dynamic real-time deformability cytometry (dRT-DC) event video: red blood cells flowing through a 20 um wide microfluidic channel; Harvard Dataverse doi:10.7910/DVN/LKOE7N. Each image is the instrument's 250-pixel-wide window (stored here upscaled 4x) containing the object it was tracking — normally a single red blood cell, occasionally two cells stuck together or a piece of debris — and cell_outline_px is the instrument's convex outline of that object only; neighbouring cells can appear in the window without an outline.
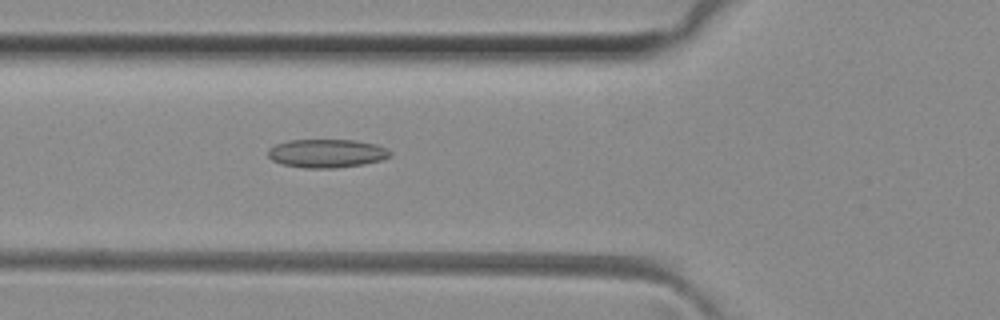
{"species": "common noctule bat (a hibernating species)", "species_latin": "Nyctalus noctula", "temperature_condition": "room temperature", "stored_images_in_passage": 38, "camera_frame_rate_fps": 3000, "um_per_image_px": 0.085, "animal": {"sex": "female", "body_mass_g": 29.2, "forearm_length_mm": 56.3}, "frame": {"image": 1, "passage_image": 6, "time_ms": 1.667, "image_size_px": [1000, 320], "cell_outline_px": [[392, 156], [380, 160], [364, 164], [336, 168], [304, 168], [280, 164], [272, 160], [268, 156], [268, 148], [276, 144], [288, 140], [356, 140], [376, 144], [388, 148], [392, 152]], "centroid_in_image_um": [27.78, 13.03], "position_along_channel_um": 98.0, "area_um2": 20.52}}
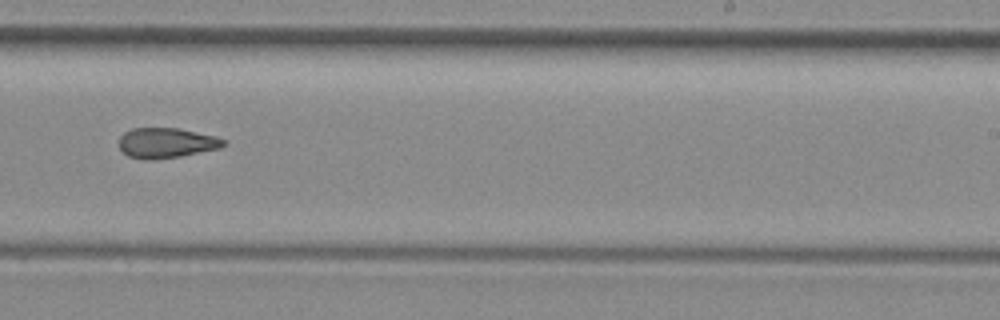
{"frame": {"image": 2, "passage_image": 19, "time_ms": 6.0, "image_size_px": [1000, 320], "cell_outline_px": [[228, 144], [220, 148], [180, 156], [152, 160], [144, 160], [128, 156], [120, 148], [120, 136], [124, 132], [132, 128], [180, 128], [216, 136], [224, 140]], "centroid_in_image_um": [14.15, 12.14], "position_along_channel_um": 274.8, "area_um2": 18.44}}
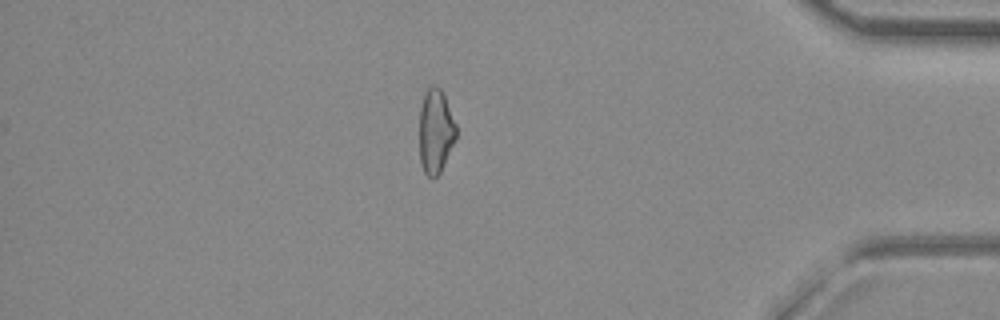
{"frame": {"image": 3, "passage_image": 31, "time_ms": 10.0, "image_size_px": [1000, 320], "cell_outline_px": [[456, 140], [440, 172], [432, 180], [424, 172], [420, 160], [420, 108], [424, 92], [432, 84], [436, 84], [440, 88], [444, 96], [456, 124]], "centroid_in_image_um": [37.02, 11.15], "position_along_channel_um": 398.2, "area_um2": 18.09}, "authors_computed_cell_mechanics": {"area_um2": 18.8428, "velocity_mm_per_s": 4.0861, "shape_relaxation_time_tau1_ms": null, "shape_relaxation_time_tau2_ms": 3.702, "deformation_change_tau1": null, "deformation_change_tau2": 0.1273}}